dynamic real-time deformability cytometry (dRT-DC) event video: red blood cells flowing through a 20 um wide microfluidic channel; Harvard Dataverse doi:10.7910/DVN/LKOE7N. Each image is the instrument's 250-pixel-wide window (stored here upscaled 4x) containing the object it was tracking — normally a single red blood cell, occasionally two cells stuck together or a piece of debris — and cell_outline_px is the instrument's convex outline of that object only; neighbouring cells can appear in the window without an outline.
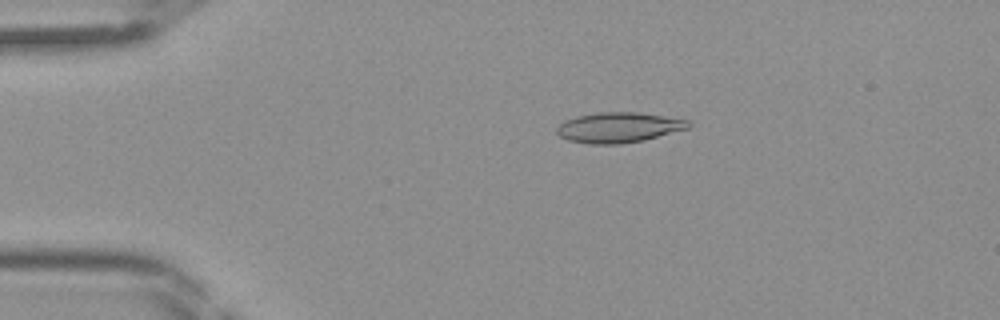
{"species": "Egyptian fruit bat (a non-hibernating species)", "species_latin": "Rousettus aegyptiacus", "temperature_condition": "room temperature", "stored_images_in_passage": 44, "camera_frame_rate_fps": 3000, "um_per_image_px": 0.085, "frame": {"image": 1, "passage_image": 9, "time_ms": 2.667, "image_size_px": [1000, 320], "cell_outline_px": [[692, 124], [688, 128], [644, 140], [616, 144], [588, 144], [568, 140], [560, 136], [556, 132], [556, 128], [564, 120], [576, 116], [600, 112], [636, 112], [664, 116], [688, 120]], "centroid_in_image_um": [52.56, 10.83], "position_along_channel_um": 32.4, "area_um2": 23.12}}
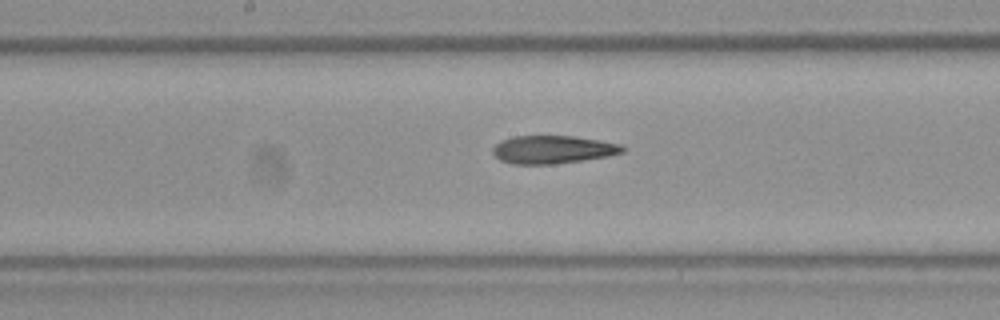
{"frame": {"image": 2, "passage_image": 23, "time_ms": 7.333, "image_size_px": [1000, 320], "cell_outline_px": [[628, 148], [624, 152], [608, 156], [552, 164], [512, 164], [500, 160], [492, 152], [492, 148], [500, 140], [512, 136], [572, 136], [600, 140], [620, 144]], "centroid_in_image_um": [46.98, 12.7], "position_along_channel_um": 201.2, "area_um2": 21.21}}
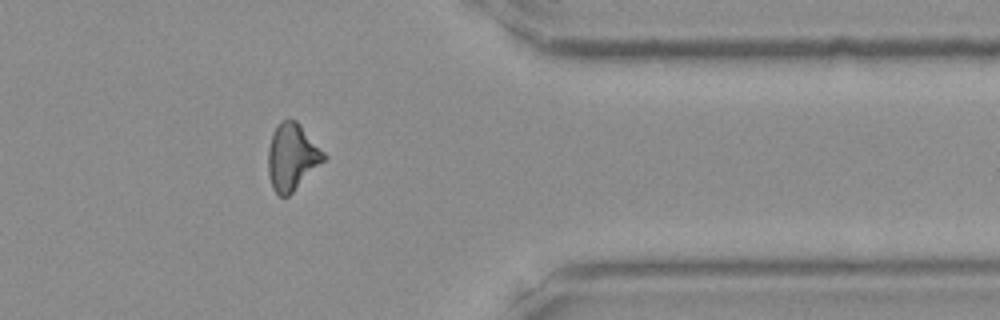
{"frame": {"image": 3, "passage_image": 36, "time_ms": 11.667, "image_size_px": [1000, 320], "cell_outline_px": [[328, 156], [288, 196], [280, 196], [272, 188], [268, 172], [268, 148], [272, 132], [276, 124], [280, 120], [296, 120], [300, 124]], "centroid_in_image_um": [24.8, 13.3], "position_along_channel_um": 386.6, "area_um2": 21.5}}